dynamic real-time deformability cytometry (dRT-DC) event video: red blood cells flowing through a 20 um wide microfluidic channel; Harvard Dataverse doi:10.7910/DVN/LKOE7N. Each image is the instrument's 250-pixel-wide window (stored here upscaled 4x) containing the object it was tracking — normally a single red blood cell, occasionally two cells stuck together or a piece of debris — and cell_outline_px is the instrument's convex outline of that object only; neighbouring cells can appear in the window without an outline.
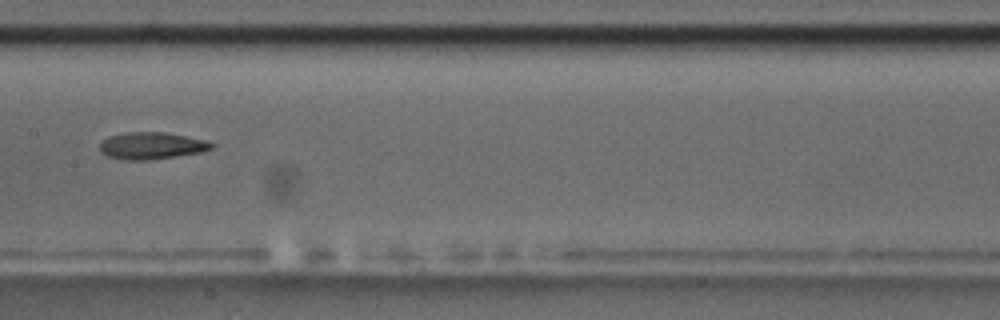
{"species": "common noctule bat (a hibernating species)", "species_latin": "Nyctalus noctula", "temperature_condition": "room temperature", "stored_images_in_passage": 7, "camera_frame_rate_fps": 3000, "um_per_image_px": 0.085, "animal": {"sex": "male", "body_mass_g": 17.5, "forearm_length_mm": 52.3}, "frame": {"image": 1, "passage_image": 4, "time_ms": 3.667, "image_size_px": [1000, 320], "cell_outline_px": [[216, 144], [212, 148], [200, 152], [152, 160], [124, 160], [108, 156], [100, 152], [100, 144], [108, 136], [124, 132], [164, 132], [204, 140]], "centroid_in_image_um": [12.85, 12.39], "position_along_channel_um": 194.5, "area_um2": 17.51}}
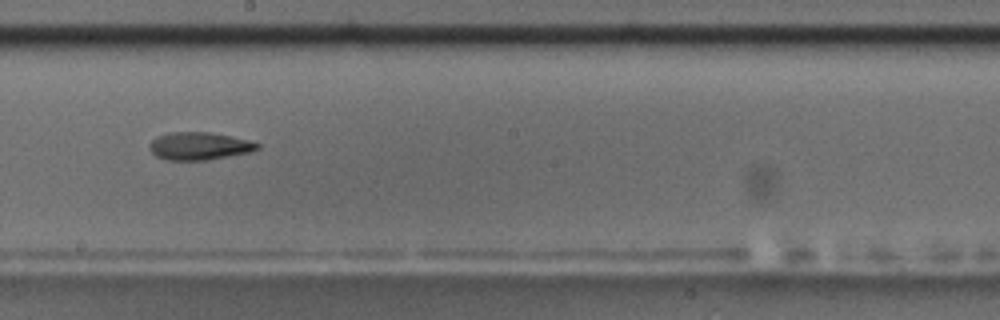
{"frame": {"image": 2, "passage_image": 5, "time_ms": 4.667, "image_size_px": [1000, 320], "cell_outline_px": [[260, 148], [252, 152], [208, 160], [164, 160], [156, 156], [148, 148], [148, 144], [156, 136], [168, 132], [208, 132], [248, 140], [260, 144]], "centroid_in_image_um": [16.9, 12.42], "position_along_channel_um": 231.3, "area_um2": 17.57}}